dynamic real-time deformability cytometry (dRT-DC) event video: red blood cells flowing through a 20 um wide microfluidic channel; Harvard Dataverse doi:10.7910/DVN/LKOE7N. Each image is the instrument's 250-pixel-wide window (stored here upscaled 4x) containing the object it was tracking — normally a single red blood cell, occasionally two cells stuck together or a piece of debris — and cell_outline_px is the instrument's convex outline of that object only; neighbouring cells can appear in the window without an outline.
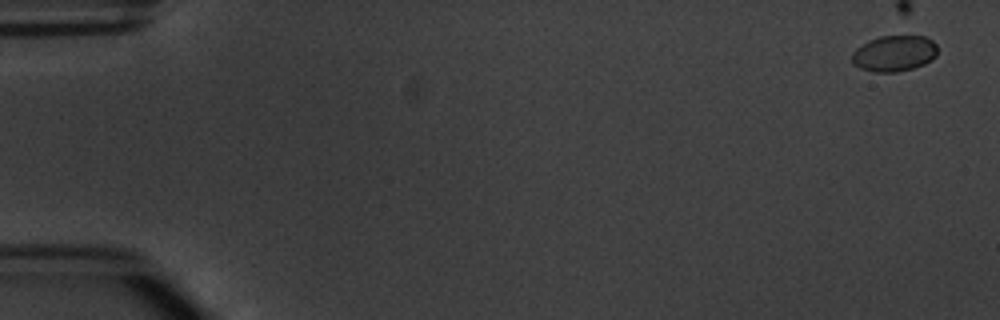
{"species": "common noctule bat (a hibernating species)", "species_latin": "Nyctalus noctula", "temperature_condition": "warm", "stored_images_in_passage": 5, "camera_frame_rate_fps": 3000, "um_per_image_px": 0.085, "animal": {"sex": "male", "body_mass_g": 20.1, "forearm_length_mm": 53.5}, "frame": {"image": 1, "passage_image": 1, "time_ms": 0.0, "image_size_px": [1000, 320], "cell_outline_px": [[936, 56], [932, 60], [924, 64], [912, 68], [896, 72], [872, 72], [860, 68], [852, 64], [852, 52], [856, 48], [868, 40], [880, 36], [904, 32], [924, 36], [932, 40], [936, 44]], "centroid_in_image_um": [76.01, 4.49], "position_along_channel_um": 9.0, "area_um2": 18.67}}